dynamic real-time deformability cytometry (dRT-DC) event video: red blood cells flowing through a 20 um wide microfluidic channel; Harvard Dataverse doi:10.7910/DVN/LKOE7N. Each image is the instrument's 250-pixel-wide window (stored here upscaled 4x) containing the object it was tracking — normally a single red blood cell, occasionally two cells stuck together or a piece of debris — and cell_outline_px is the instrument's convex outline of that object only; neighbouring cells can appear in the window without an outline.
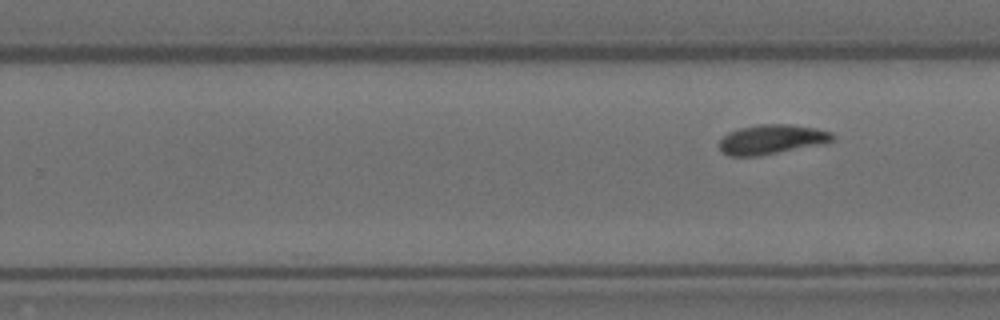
{"species": "Egyptian fruit bat (a non-hibernating species)", "species_latin": "Rousettus aegyptiacus", "temperature_condition": "room temperature", "stored_images_in_passage": 12, "segment_of_instrument_passage": [2, 2], "camera_frame_rate_fps": 3000, "um_per_image_px": 0.085, "animal": {"sex": "female"}, "frame": {"image": 1, "passage_image": 12, "time_ms": 3.667, "image_size_px": [1000, 320], "cell_outline_px": [[836, 136], [832, 140], [820, 144], [760, 156], [728, 156], [720, 148], [720, 140], [728, 132], [740, 128], [760, 124], [792, 124], [816, 128], [832, 132]], "centroid_in_image_um": [65.6, 11.84], "position_along_channel_um": 264.2, "area_um2": 19.42}}